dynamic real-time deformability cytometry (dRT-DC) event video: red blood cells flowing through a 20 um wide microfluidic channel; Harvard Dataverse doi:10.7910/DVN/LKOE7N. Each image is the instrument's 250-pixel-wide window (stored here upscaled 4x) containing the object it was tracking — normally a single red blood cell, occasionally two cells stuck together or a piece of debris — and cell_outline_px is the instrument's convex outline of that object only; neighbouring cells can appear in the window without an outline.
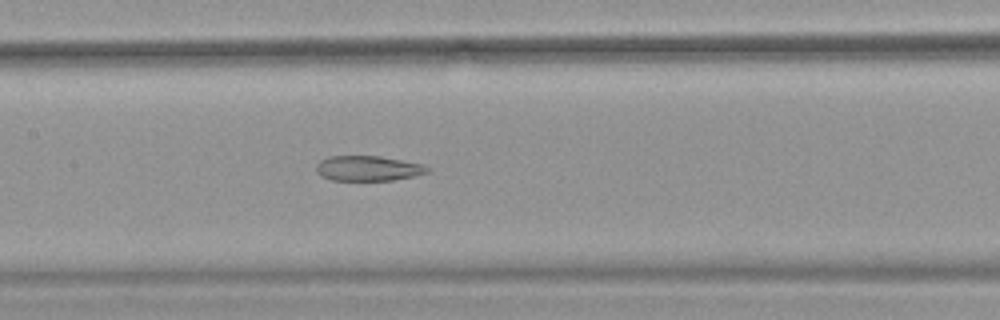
{"species": "common noctule bat (a hibernating species)", "species_latin": "Nyctalus noctula", "temperature_condition": "warm", "stored_images_in_passage": 36, "camera_frame_rate_fps": 3000, "um_per_image_px": 0.085, "animal": {"sex": "female", "body_mass_g": 18.4}, "frame": {"image": 1, "passage_image": 16, "time_ms": 5.0, "image_size_px": [1000, 320], "cell_outline_px": [[428, 172], [412, 176], [392, 180], [332, 180], [320, 176], [316, 172], [316, 164], [320, 160], [328, 156], [380, 156], [420, 164], [428, 168]], "centroid_in_image_um": [31.19, 14.31], "position_along_channel_um": 176.2, "area_um2": 16.07}, "authors_computed_cell_mechanics": {"area_um2": 18.0047, "velocity_mm_per_s": 3.9602, "shape_relaxation_time_tau1_ms": null, "shape_relaxation_time_tau2_ms": 4.1523, "deformation_change_tau1": null, "deformation_change_tau2": 0.1286}}